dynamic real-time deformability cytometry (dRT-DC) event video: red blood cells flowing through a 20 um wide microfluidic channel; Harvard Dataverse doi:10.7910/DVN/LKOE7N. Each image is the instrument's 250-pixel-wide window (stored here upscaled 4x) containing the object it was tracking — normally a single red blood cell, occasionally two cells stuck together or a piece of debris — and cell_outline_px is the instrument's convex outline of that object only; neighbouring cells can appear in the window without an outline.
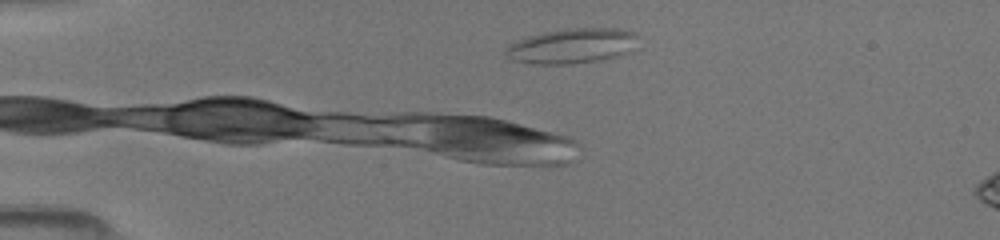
{"species": "common noctule bat (a hibernating species)", "species_latin": "Nyctalus noctula", "temperature_condition": "room temperature", "stored_images_in_passage": 18, "camera_frame_rate_fps": 3000, "um_per_image_px": 0.085, "animal": {"sex": "female", "body_mass_g": 19.5, "forearm_length_mm": 54.1}, "frame": {"image": 1, "passage_image": 5, "time_ms": 0.667, "image_size_px": [1000, 240], "cell_outline_px": [[636, 36], [628, 52], [596, 60], [572, 64], [536, 64], [512, 60], [508, 56], [508, 48], [516, 40], [540, 32], [564, 28], [616, 28], [632, 32]], "centroid_in_image_um": [48.55, 3.88], "position_along_channel_um": 36.4, "area_um2": 26.36}}